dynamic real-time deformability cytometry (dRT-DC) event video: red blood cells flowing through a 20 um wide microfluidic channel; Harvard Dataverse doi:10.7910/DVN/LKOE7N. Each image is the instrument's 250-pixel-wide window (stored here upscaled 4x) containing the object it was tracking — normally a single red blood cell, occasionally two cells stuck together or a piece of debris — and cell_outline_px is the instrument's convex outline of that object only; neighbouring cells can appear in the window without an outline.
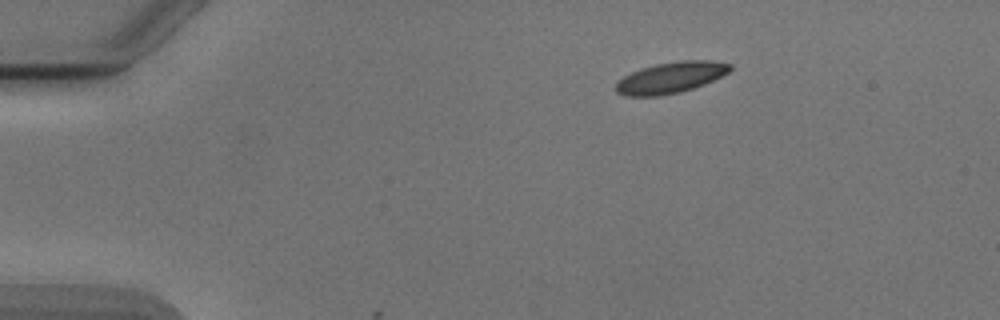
{"species": "Egyptian fruit bat (a non-hibernating species)", "species_latin": "Rousettus aegyptiacus", "temperature_condition": "cold", "stored_images_in_passage": 5, "camera_frame_rate_fps": 3000, "um_per_image_px": 0.085, "animal": {"sex": "male"}, "frame": {"image": 1, "passage_image": 1, "time_ms": 0.0, "image_size_px": [1000, 320], "cell_outline_px": [[732, 68], [728, 72], [704, 84], [680, 92], [660, 96], [624, 96], [616, 92], [616, 84], [624, 76], [640, 68], [656, 64], [676, 60], [712, 60], [732, 64]], "centroid_in_image_um": [57.01, 6.58], "position_along_channel_um": 28.0, "area_um2": 20.69}}